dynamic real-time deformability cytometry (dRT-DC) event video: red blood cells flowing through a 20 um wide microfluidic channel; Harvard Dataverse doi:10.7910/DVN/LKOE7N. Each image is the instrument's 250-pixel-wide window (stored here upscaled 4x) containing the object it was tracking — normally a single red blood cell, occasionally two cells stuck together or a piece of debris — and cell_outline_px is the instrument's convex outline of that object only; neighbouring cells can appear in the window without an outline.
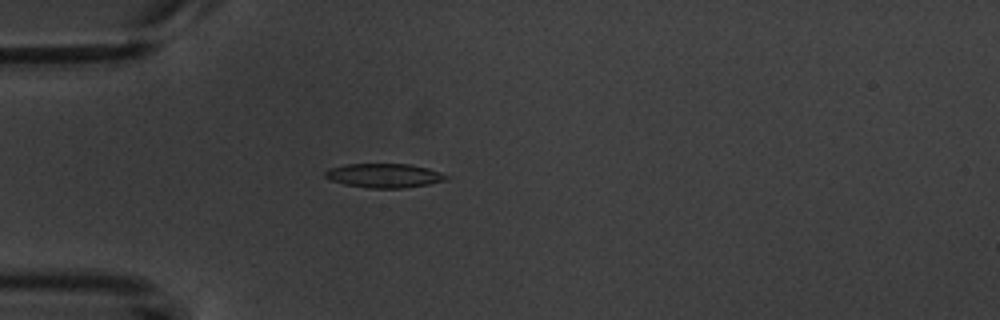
{"species": "common noctule bat (a hibernating species)", "species_latin": "Nyctalus noctula", "temperature_condition": "warm", "stored_images_in_passage": 2, "camera_frame_rate_fps": 3000, "um_per_image_px": 0.085, "animal": {"sex": "male", "body_mass_g": 20.1, "forearm_length_mm": 53.5}, "frame": {"image": 1, "passage_image": 2, "time_ms": 1.0, "image_size_px": [1000, 320], "cell_outline_px": [[452, 176], [444, 180], [428, 184], [404, 188], [368, 188], [344, 184], [332, 180], [324, 176], [324, 172], [328, 168], [344, 164], [408, 164], [428, 168]], "centroid_in_image_um": [32.64, 14.92], "position_along_channel_um": 52.4, "area_um2": 17.05}}